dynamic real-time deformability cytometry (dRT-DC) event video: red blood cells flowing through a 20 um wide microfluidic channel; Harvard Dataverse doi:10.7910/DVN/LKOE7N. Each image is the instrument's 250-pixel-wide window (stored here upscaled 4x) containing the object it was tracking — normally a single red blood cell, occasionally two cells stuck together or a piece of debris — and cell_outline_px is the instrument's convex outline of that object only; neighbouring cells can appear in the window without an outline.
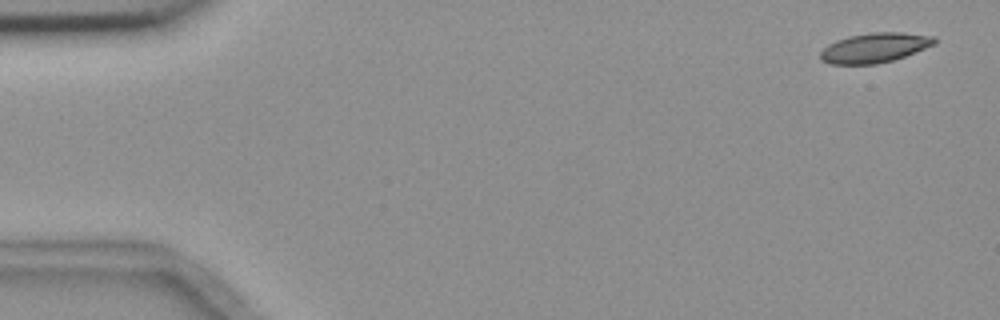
{"species": "common noctule bat (a hibernating species)", "species_latin": "Nyctalus noctula", "temperature_condition": "room temperature", "stored_images_in_passage": 5, "camera_frame_rate_fps": 3000, "um_per_image_px": 0.085, "animal": {"sex": "female", "body_mass_g": 18.4}, "frame": {"image": 1, "passage_image": 1, "time_ms": 0.0, "image_size_px": [1000, 320], "cell_outline_px": [[936, 44], [904, 56], [892, 60], [876, 64], [828, 64], [820, 60], [820, 52], [828, 44], [836, 40], [848, 36], [872, 32], [904, 32], [936, 36]], "centroid_in_image_um": [74.34, 4.05], "position_along_channel_um": 10.7, "area_um2": 19.88}}
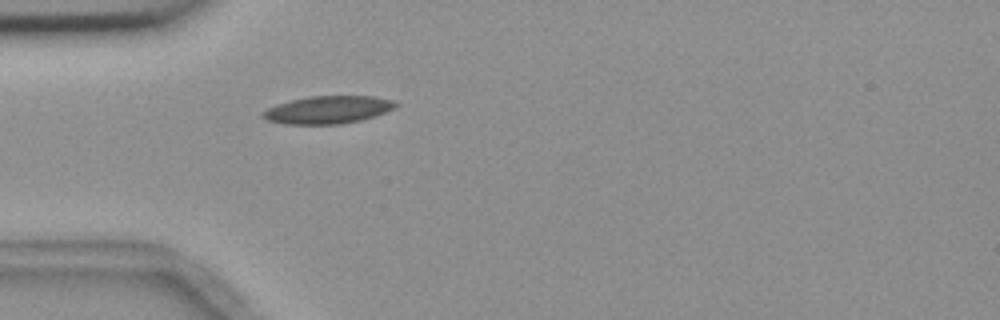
{"frame": {"image": 2, "passage_image": 5, "time_ms": 4.667, "image_size_px": [1000, 320], "cell_outline_px": [[400, 104], [396, 108], [376, 116], [360, 120], [340, 124], [284, 124], [268, 120], [260, 116], [260, 112], [276, 104], [308, 96], [372, 96], [392, 100]], "centroid_in_image_um": [27.88, 9.33], "position_along_channel_um": 57.1, "area_um2": 21.56}}